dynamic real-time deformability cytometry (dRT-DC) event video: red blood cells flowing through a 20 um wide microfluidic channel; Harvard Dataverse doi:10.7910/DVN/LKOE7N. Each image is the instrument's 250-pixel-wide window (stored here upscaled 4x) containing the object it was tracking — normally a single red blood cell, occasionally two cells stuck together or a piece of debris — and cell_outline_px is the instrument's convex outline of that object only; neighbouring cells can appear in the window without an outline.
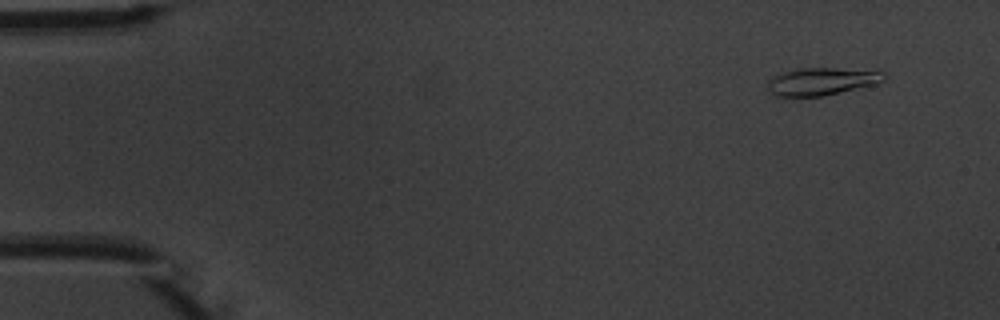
{"species": "common noctule bat (a hibernating species)", "species_latin": "Nyctalus noctula", "temperature_condition": "warm", "stored_images_in_passage": 4, "camera_frame_rate_fps": 3000, "um_per_image_px": 0.085, "animal": {"sex": "male", "body_mass_g": 20.1, "forearm_length_mm": 53.5}, "frame": {"image": 1, "passage_image": 1, "time_ms": 0.0, "image_size_px": [1000, 320], "cell_outline_px": [[888, 76], [884, 80], [876, 84], [824, 96], [776, 96], [768, 88], [768, 80], [784, 72], [800, 68], [832, 68], [888, 72]], "centroid_in_image_um": [69.9, 6.92], "position_along_channel_um": 15.1, "area_um2": 18.5}}